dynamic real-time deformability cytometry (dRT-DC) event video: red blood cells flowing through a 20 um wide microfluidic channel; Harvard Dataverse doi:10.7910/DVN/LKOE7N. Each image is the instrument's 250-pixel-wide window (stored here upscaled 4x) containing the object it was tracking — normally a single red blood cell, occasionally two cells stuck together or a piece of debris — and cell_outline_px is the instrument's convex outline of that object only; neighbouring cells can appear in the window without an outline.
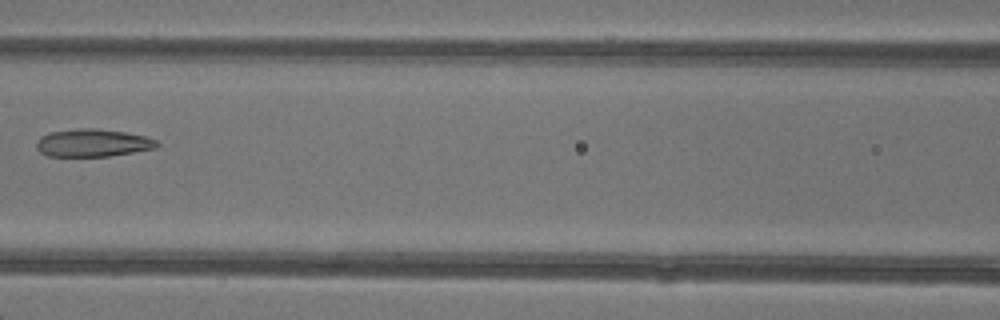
{"species": "common noctule bat (a hibernating species)", "species_latin": "Nyctalus noctula", "temperature_condition": "warm", "stored_images_in_passage": 7, "camera_frame_rate_fps": 3000, "um_per_image_px": 0.085, "animal": {"sex": "female"}, "frame": {"image": 1, "passage_image": 7, "time_ms": 7.333, "image_size_px": [1000, 320], "cell_outline_px": [[160, 144], [156, 148], [108, 156], [48, 156], [40, 152], [36, 148], [36, 140], [48, 132], [76, 128], [96, 128], [124, 132], [144, 136], [156, 140]], "centroid_in_image_um": [7.84, 12.14], "position_along_channel_um": 158.8, "area_um2": 19.48}}